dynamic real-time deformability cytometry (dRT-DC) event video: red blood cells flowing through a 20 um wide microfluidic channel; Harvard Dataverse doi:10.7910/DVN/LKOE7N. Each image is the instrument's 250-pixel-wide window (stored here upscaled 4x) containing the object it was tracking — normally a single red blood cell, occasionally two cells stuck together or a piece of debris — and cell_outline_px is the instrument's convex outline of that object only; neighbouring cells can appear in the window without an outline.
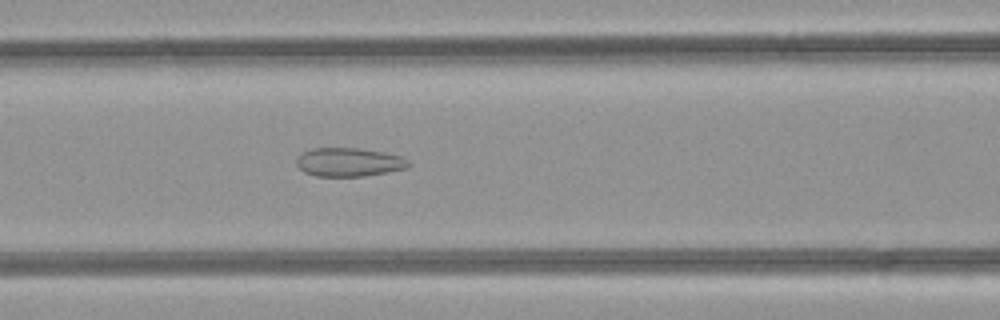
{"species": "common noctule bat (a hibernating species)", "species_latin": "Nyctalus noctula", "temperature_condition": "room temperature", "stored_images_in_passage": 44, "camera_frame_rate_fps": 3000, "um_per_image_px": 0.085, "animal": {"sex": "female", "body_mass_g": 21.9}, "frame": {"image": 1, "passage_image": 16, "time_ms": 5.0, "image_size_px": [1000, 320], "cell_outline_px": [[412, 164], [408, 168], [388, 172], [364, 176], [316, 176], [304, 172], [296, 164], [296, 160], [304, 152], [312, 148], [360, 148], [384, 152], [404, 156]], "centroid_in_image_um": [29.72, 13.78], "position_along_channel_um": 136.9, "area_um2": 18.84}}
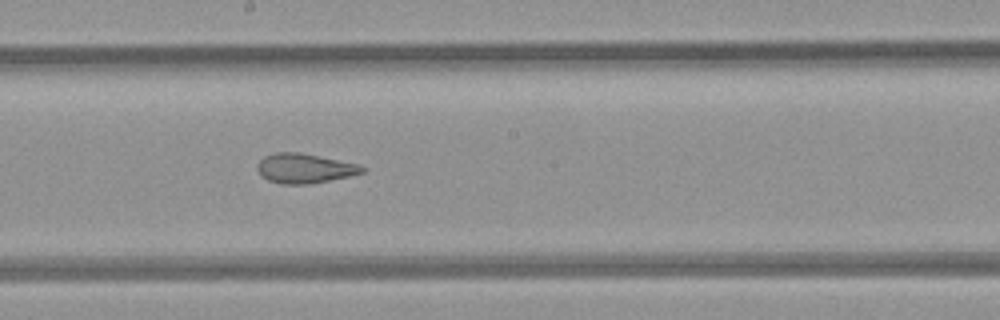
{"frame": {"image": 2, "passage_image": 22, "time_ms": 7.0, "image_size_px": [1000, 320], "cell_outline_px": [[368, 168], [364, 172], [348, 176], [308, 184], [280, 184], [268, 180], [260, 176], [256, 168], [256, 164], [264, 156], [276, 152], [300, 152], [360, 164]], "centroid_in_image_um": [25.87, 14.3], "position_along_channel_um": 222.3, "area_um2": 18.26}}
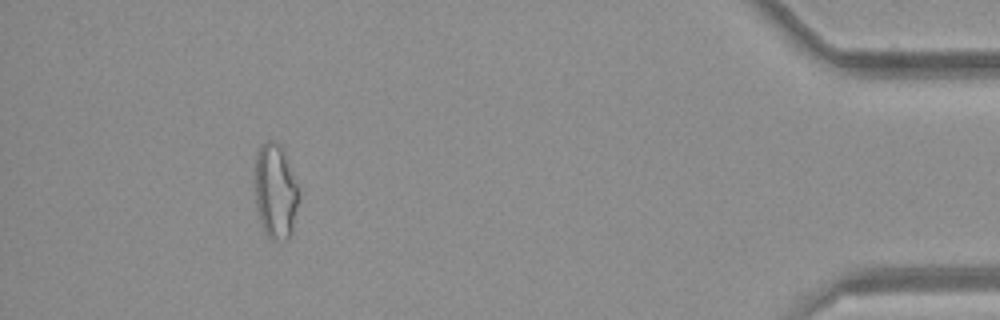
{"frame": {"image": 3, "passage_image": 40, "time_ms": 13.0, "image_size_px": [1000, 320], "cell_outline_px": [[300, 200], [292, 232], [288, 240], [276, 240], [268, 236], [264, 232], [260, 220], [252, 188], [256, 152], [264, 140], [272, 140], [280, 144], [296, 184], [300, 196]], "centroid_in_image_um": [23.37, 16.26], "position_along_channel_um": 411.8, "area_um2": 24.85}, "authors_computed_cell_mechanics": {"area_um2": 21.964, "velocity_mm_per_s": 4.2584, "shape_relaxation_time_tau1_ms": null, "shape_relaxation_time_tau2_ms": 1.687, "deformation_change_tau1": null, "deformation_change_tau2": 0.0954}}